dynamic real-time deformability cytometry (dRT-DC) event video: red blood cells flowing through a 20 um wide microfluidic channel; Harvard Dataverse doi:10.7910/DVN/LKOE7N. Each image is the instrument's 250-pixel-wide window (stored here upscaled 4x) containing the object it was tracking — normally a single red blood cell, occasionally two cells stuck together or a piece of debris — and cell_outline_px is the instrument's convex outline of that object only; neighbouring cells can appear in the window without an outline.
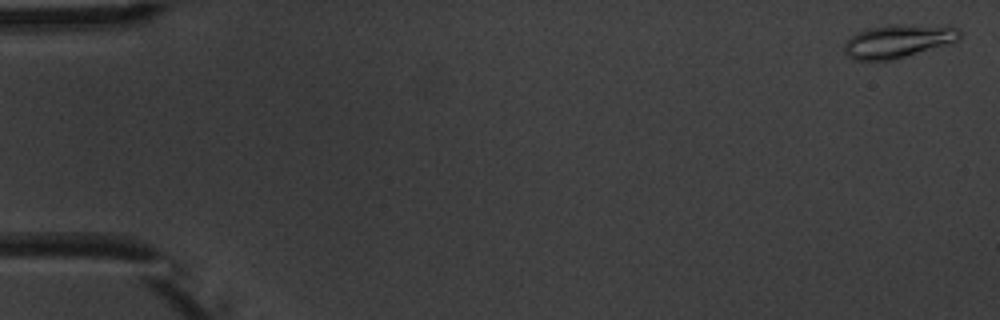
{"species": "common noctule bat (a hibernating species)", "species_latin": "Nyctalus noctula", "temperature_condition": "warm", "stored_images_in_passage": 5, "camera_frame_rate_fps": 3000, "um_per_image_px": 0.085, "animal": {"sex": "male", "body_mass_g": 20.1, "forearm_length_mm": 53.5}, "frame": {"image": 1, "passage_image": 1, "time_ms": 0.0, "image_size_px": [1000, 320], "cell_outline_px": [[960, 36], [952, 44], [892, 60], [852, 60], [844, 52], [844, 44], [852, 36], [868, 28], [888, 24], [896, 24], [956, 28], [960, 32]], "centroid_in_image_um": [76.31, 3.52], "position_along_channel_um": 8.7, "area_um2": 22.14}}